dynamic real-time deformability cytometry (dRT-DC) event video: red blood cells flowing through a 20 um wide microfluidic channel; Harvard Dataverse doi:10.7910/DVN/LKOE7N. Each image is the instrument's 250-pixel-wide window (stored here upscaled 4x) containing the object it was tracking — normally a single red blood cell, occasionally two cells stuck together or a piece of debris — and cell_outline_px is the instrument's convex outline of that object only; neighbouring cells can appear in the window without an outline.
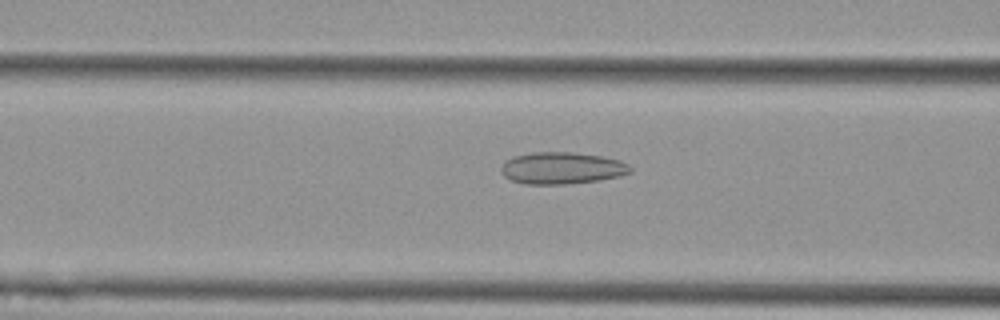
{"species": "Egyptian fruit bat (a non-hibernating species)", "species_latin": "Rousettus aegyptiacus", "temperature_condition": "cold", "stored_images_in_passage": 40, "camera_frame_rate_fps": 3000, "um_per_image_px": 0.085, "animal": {"sex": "female"}, "frame": {"image": 1, "passage_image": 7, "time_ms": 2.0, "image_size_px": [1000, 320], "cell_outline_px": [[632, 172], [620, 176], [600, 180], [564, 184], [528, 184], [512, 180], [504, 176], [500, 172], [500, 168], [504, 160], [512, 156], [532, 152], [572, 152], [600, 156], [620, 160], [628, 164], [632, 168]], "centroid_in_image_um": [47.74, 14.28], "position_along_channel_um": 118.9, "area_um2": 24.16}}
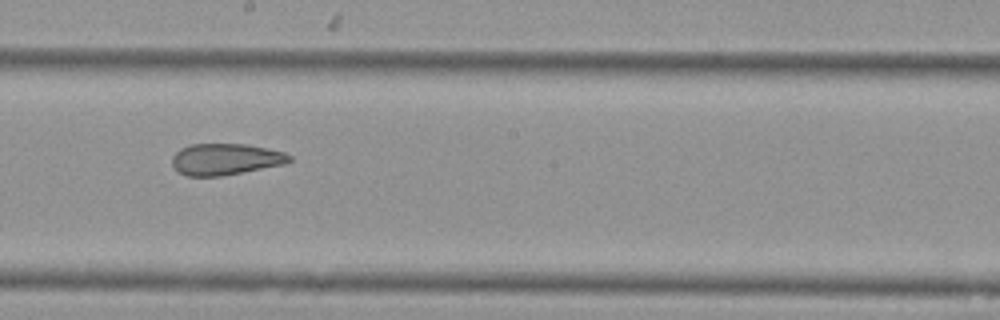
{"frame": {"image": 2, "passage_image": 16, "time_ms": 5.0, "image_size_px": [1000, 320], "cell_outline_px": [[292, 160], [284, 164], [220, 176], [188, 176], [180, 172], [172, 164], [172, 156], [180, 148], [192, 144], [248, 144], [284, 152], [292, 156]], "centroid_in_image_um": [19.17, 13.52], "position_along_channel_um": 229.0, "area_um2": 21.33}}
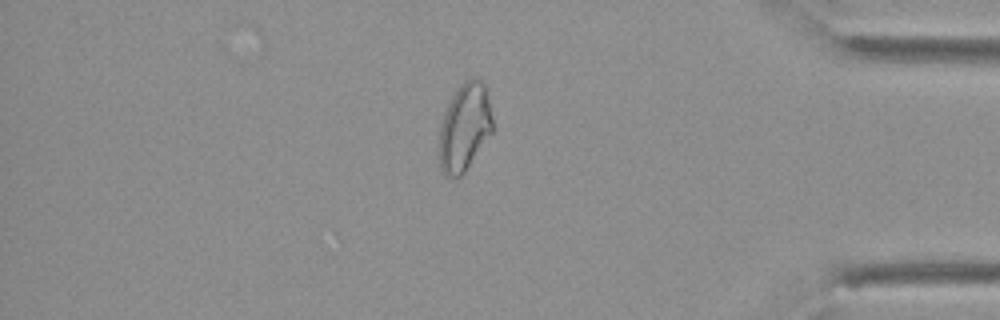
{"frame": {"image": 3, "passage_image": 32, "time_ms": 10.333, "image_size_px": [1000, 320], "cell_outline_px": [[492, 132], [464, 172], [456, 180], [448, 176], [440, 168], [440, 124], [444, 112], [452, 96], [460, 84], [464, 80], [476, 76], [480, 76], [484, 84], [492, 116]], "centroid_in_image_um": [39.49, 10.78], "position_along_channel_um": 395.7, "area_um2": 27.11}, "authors_computed_cell_mechanics": {"area_um2": 23.5824, "velocity_mm_per_s": 3.6869, "shape_relaxation_time_tau1_ms": null, "shape_relaxation_time_tau2_ms": 2.3836, "deformation_change_tau1": null, "deformation_change_tau2": 0.0978}}